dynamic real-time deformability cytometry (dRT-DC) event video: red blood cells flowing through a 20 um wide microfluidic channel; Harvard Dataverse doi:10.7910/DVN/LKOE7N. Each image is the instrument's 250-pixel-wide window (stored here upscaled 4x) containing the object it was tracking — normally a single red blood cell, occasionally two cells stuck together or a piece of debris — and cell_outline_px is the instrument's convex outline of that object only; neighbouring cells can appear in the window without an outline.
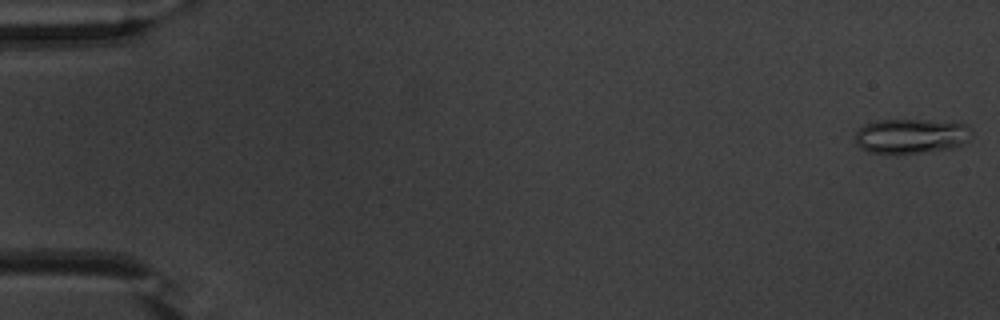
{"species": "common noctule bat (a hibernating species)", "species_latin": "Nyctalus noctula", "temperature_condition": "warm", "stored_images_in_passage": 53, "camera_frame_rate_fps": 3000, "um_per_image_px": 0.085, "animal": {"sex": "male", "body_mass_g": 20.1, "forearm_length_mm": 53.5}, "frame": {"image": 1, "passage_image": 1, "time_ms": 0.0, "image_size_px": [1000, 320], "cell_outline_px": [[972, 136], [960, 144], [952, 148], [932, 152], [896, 156], [868, 152], [860, 148], [856, 144], [856, 132], [864, 124], [876, 120], [928, 120], [968, 124], [972, 132]], "centroid_in_image_um": [77.41, 11.6], "position_along_channel_um": 7.6, "area_um2": 24.33}}
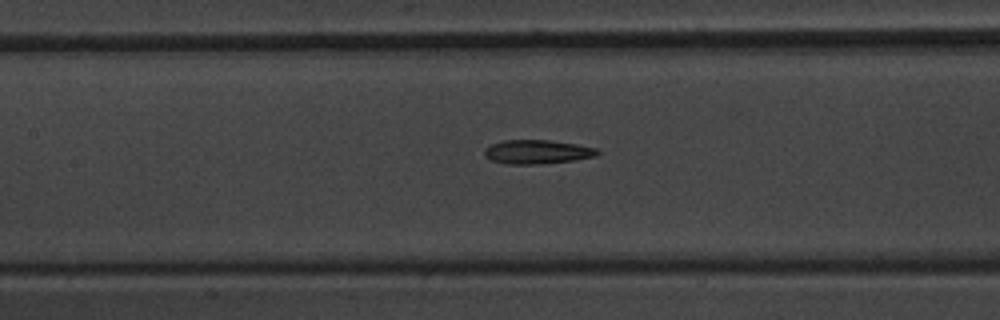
{"frame": {"image": 2, "passage_image": 25, "time_ms": 8.0, "image_size_px": [1000, 320], "cell_outline_px": [[600, 152], [596, 156], [576, 160], [536, 164], [508, 164], [492, 160], [484, 156], [484, 148], [492, 144], [504, 140], [548, 140], [576, 144], [600, 148]], "centroid_in_image_um": [45.69, 12.9], "position_along_channel_um": 161.7, "area_um2": 15.84}}
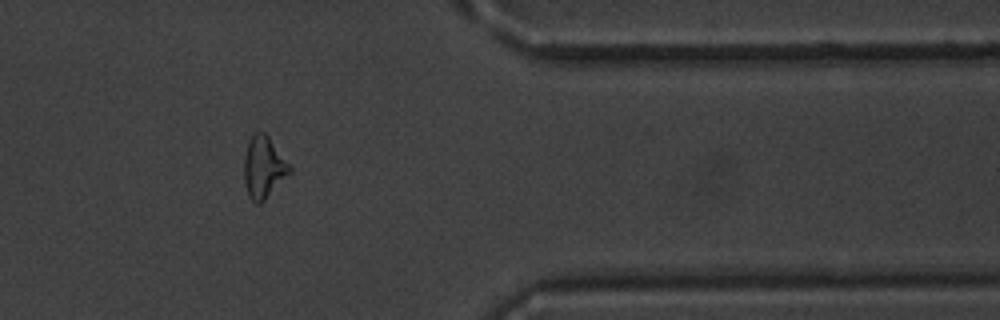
{"frame": {"image": 3, "passage_image": 44, "time_ms": 14.333, "image_size_px": [1000, 320], "cell_outline_px": [[292, 172], [260, 204], [256, 204], [248, 196], [244, 180], [244, 156], [248, 140], [256, 132], [264, 132], [268, 136], [292, 168]], "centroid_in_image_um": [22.4, 14.23], "position_along_channel_um": 389.0, "area_um2": 16.36}, "authors_computed_cell_mechanics": {"area_um2": 16.4152, "velocity_mm_per_s": 3.8409, "shape_relaxation_time_tau1_ms": null, "shape_relaxation_time_tau2_ms": 6.2051, "deformation_change_tau1": null, "deformation_change_tau2": 0.1878}}